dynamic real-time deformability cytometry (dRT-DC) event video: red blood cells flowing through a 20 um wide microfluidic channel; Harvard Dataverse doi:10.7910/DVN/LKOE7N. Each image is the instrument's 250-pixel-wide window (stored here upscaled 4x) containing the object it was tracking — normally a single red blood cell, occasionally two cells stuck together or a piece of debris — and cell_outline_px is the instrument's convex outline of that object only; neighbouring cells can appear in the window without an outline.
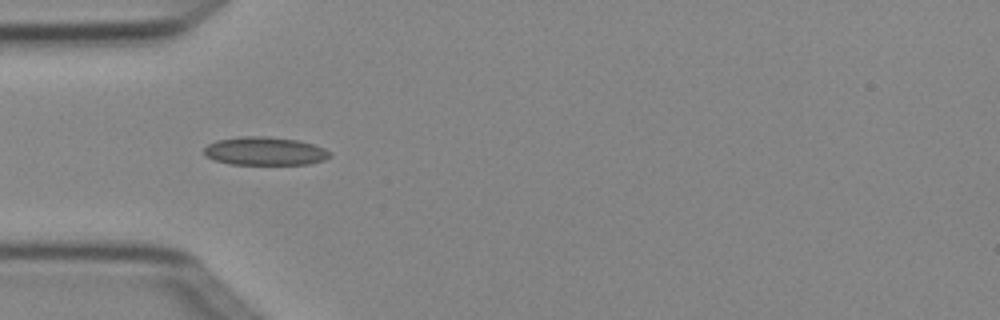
{"species": "Egyptian fruit bat (a non-hibernating species)", "species_latin": "Rousettus aegyptiacus", "temperature_condition": "cold", "stored_images_in_passage": 7, "camera_frame_rate_fps": 3000, "um_per_image_px": 0.085, "animal": {"sex": "female"}, "frame": {"image": 1, "passage_image": 5, "time_ms": 1.333, "image_size_px": [1000, 320], "cell_outline_px": [[332, 156], [324, 160], [308, 164], [228, 164], [204, 156], [204, 148], [208, 144], [216, 140], [240, 136], [268, 136], [300, 140], [324, 148], [332, 152]], "centroid_in_image_um": [22.52, 12.84], "position_along_channel_um": 62.5, "area_um2": 20.98}}
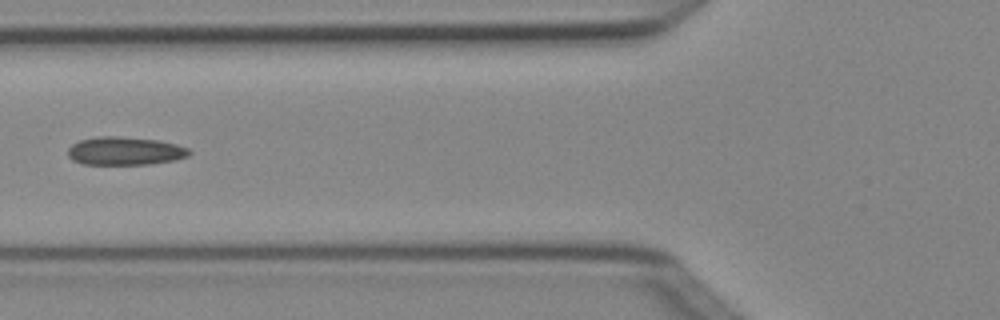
{"frame": {"image": 2, "passage_image": 6, "time_ms": 1.667, "image_size_px": [1000, 320], "cell_outline_px": [[192, 152], [188, 156], [172, 160], [152, 164], [84, 164], [72, 160], [68, 156], [68, 148], [72, 144], [80, 140], [100, 136], [120, 136], [160, 140], [176, 144], [188, 148]], "centroid_in_image_um": [10.62, 12.82], "position_along_channel_um": 115.2, "area_um2": 20.0}}
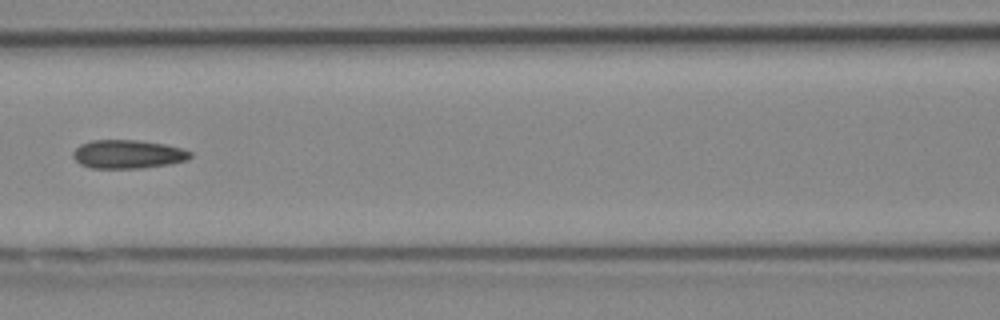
{"frame": {"image": 3, "passage_image": 7, "time_ms": 2.0, "image_size_px": [1000, 320], "cell_outline_px": [[192, 156], [188, 160], [168, 164], [140, 168], [92, 168], [80, 164], [72, 156], [72, 152], [80, 144], [92, 140], [136, 140], [164, 144], [184, 148], [192, 152]], "centroid_in_image_um": [10.88, 13.1], "position_along_channel_um": 155.7, "area_um2": 19.59}}